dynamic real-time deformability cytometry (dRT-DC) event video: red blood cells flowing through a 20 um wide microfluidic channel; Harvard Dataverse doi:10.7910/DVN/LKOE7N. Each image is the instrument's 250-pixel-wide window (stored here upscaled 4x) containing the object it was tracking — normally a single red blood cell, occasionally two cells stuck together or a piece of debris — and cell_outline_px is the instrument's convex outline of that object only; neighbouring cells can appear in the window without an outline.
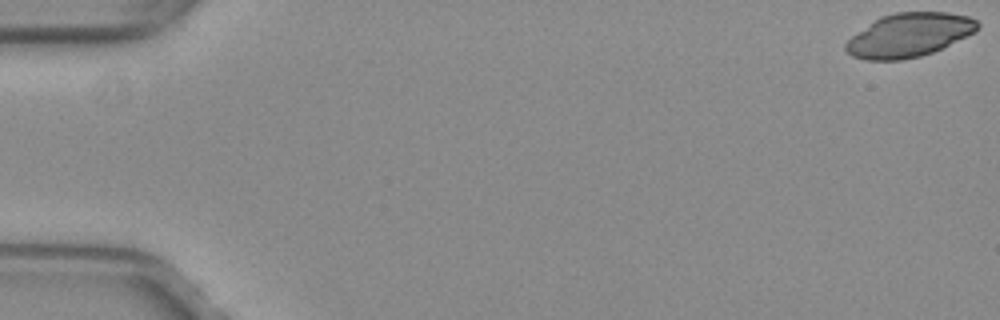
{"species": "common noctule bat (a hibernating species)", "species_latin": "Nyctalus noctula", "temperature_condition": "warm", "stored_images_in_passage": 13, "camera_frame_rate_fps": 3000, "um_per_image_px": 0.085, "animal": {"sex": "female", "body_mass_g": 29.2, "forearm_length_mm": 56.3}, "frame": {"image": 1, "passage_image": 1, "time_ms": 0.0, "image_size_px": [1000, 320], "cell_outline_px": [[980, 28], [976, 32], [932, 52], [920, 56], [904, 60], [864, 60], [852, 56], [844, 48], [844, 44], [852, 36], [880, 16], [896, 12], [948, 12], [968, 16], [976, 20], [980, 24]], "centroid_in_image_um": [77.28, 2.98], "position_along_channel_um": 7.7, "area_um2": 33.58}}